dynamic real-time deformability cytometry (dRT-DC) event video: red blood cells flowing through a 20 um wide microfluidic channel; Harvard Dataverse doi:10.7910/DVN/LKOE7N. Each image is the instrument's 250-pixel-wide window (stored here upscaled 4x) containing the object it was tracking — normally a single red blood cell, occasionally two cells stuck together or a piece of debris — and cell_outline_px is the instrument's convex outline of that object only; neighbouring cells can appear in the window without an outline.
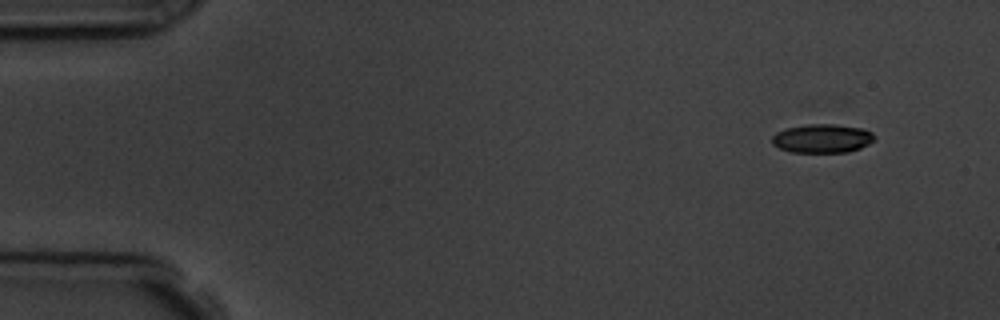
{"species": "common noctule bat (a hibernating species)", "species_latin": "Nyctalus noctula", "temperature_condition": "room temperature", "stored_images_in_passage": 6, "segment_of_instrument_passage": [2, 2], "camera_frame_rate_fps": 3000, "um_per_image_px": 0.085, "animal": {"sex": "male", "body_mass_g": 19.5, "forearm_length_mm": 54.6}, "frame": {"image": 1, "passage_image": 6, "time_ms": 6.667, "image_size_px": [1000, 320], "cell_outline_px": [[876, 136], [868, 144], [860, 148], [848, 152], [792, 152], [780, 148], [772, 144], [772, 136], [776, 132], [784, 128], [808, 124], [836, 124], [864, 128], [872, 132]], "centroid_in_image_um": [69.89, 11.75], "position_along_channel_um": 15.1, "area_um2": 17.28}}